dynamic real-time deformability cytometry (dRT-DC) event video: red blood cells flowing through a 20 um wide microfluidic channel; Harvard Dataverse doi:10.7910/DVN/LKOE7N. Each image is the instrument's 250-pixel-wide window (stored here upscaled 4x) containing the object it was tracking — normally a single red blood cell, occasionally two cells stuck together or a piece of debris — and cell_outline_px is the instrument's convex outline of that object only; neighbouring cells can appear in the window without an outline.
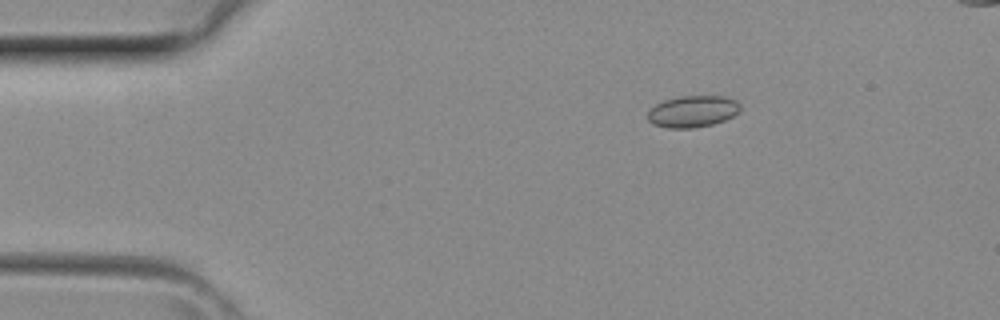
{"species": "common noctule bat (a hibernating species)", "species_latin": "Nyctalus noctula", "temperature_condition": "room temperature", "stored_images_in_passage": 3, "camera_frame_rate_fps": 3000, "um_per_image_px": 0.085, "animal": {"sex": "female", "body_mass_g": 29.2, "forearm_length_mm": 56.3}, "frame": {"image": 1, "passage_image": 2, "time_ms": 0.333, "image_size_px": [1000, 320], "cell_outline_px": [[740, 112], [724, 120], [712, 124], [692, 128], [668, 128], [652, 124], [648, 120], [648, 112], [656, 104], [664, 100], [680, 96], [724, 96], [736, 100], [740, 104]], "centroid_in_image_um": [58.88, 9.47], "position_along_channel_um": 26.1, "area_um2": 17.05}}